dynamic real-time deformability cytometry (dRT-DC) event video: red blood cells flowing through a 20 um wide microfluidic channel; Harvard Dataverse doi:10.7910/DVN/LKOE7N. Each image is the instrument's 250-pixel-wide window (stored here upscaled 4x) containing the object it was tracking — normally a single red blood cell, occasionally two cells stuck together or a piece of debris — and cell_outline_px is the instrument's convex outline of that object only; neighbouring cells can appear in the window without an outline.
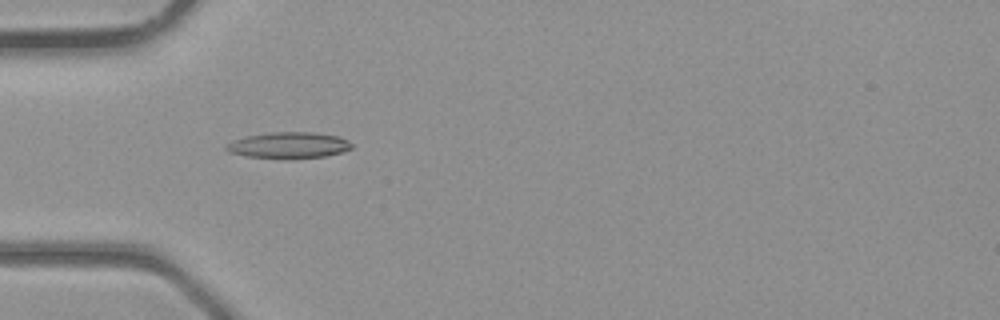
{"species": "common noctule bat (a hibernating species)", "species_latin": "Nyctalus noctula", "temperature_condition": "room temperature", "stored_images_in_passage": 39, "camera_frame_rate_fps": 3000, "um_per_image_px": 0.085, "animal": {"sex": "male", "body_mass_g": 23.1, "forearm_length_mm": 52.7}, "frame": {"image": 1, "passage_image": 11, "time_ms": 3.333, "image_size_px": [1000, 320], "cell_outline_px": [[352, 148], [344, 152], [324, 156], [292, 160], [284, 160], [248, 156], [228, 152], [224, 148], [232, 140], [248, 136], [268, 132], [312, 132], [340, 136], [348, 140], [352, 144]], "centroid_in_image_um": [24.57, 12.36], "position_along_channel_um": 60.4, "area_um2": 19.59}}
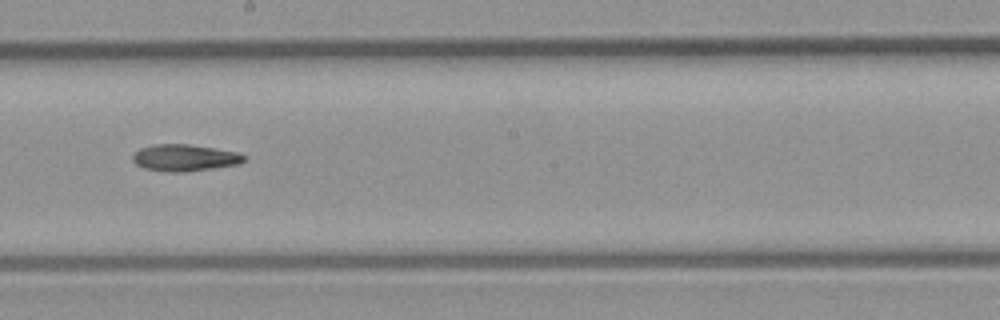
{"frame": {"image": 2, "passage_image": 21, "time_ms": 6.667, "image_size_px": [1000, 320], "cell_outline_px": [[244, 160], [240, 164], [212, 168], [180, 172], [168, 172], [144, 168], [136, 164], [132, 160], [132, 156], [140, 148], [152, 144], [188, 144], [240, 152], [244, 156]], "centroid_in_image_um": [15.68, 13.4], "position_along_channel_um": 232.5, "area_um2": 17.28}}
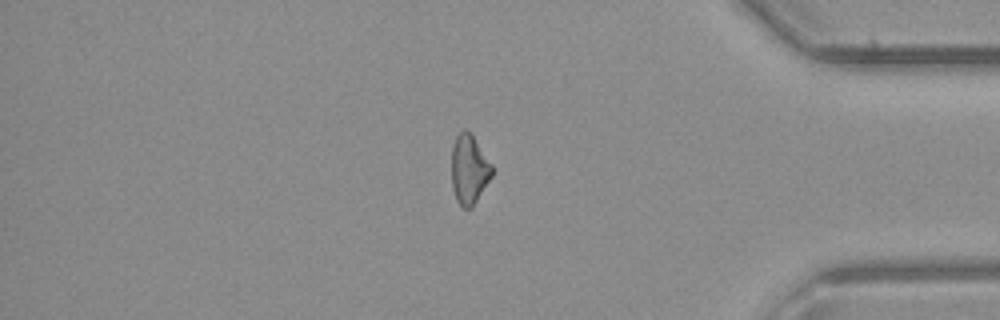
{"frame": {"image": 3, "passage_image": 32, "time_ms": 10.333, "image_size_px": [1000, 320], "cell_outline_px": [[492, 176], [472, 208], [464, 208], [456, 200], [452, 188], [452, 144], [456, 136], [464, 128], [472, 132], [492, 164]], "centroid_in_image_um": [39.88, 14.36], "position_along_channel_um": 395.3, "area_um2": 16.59}}